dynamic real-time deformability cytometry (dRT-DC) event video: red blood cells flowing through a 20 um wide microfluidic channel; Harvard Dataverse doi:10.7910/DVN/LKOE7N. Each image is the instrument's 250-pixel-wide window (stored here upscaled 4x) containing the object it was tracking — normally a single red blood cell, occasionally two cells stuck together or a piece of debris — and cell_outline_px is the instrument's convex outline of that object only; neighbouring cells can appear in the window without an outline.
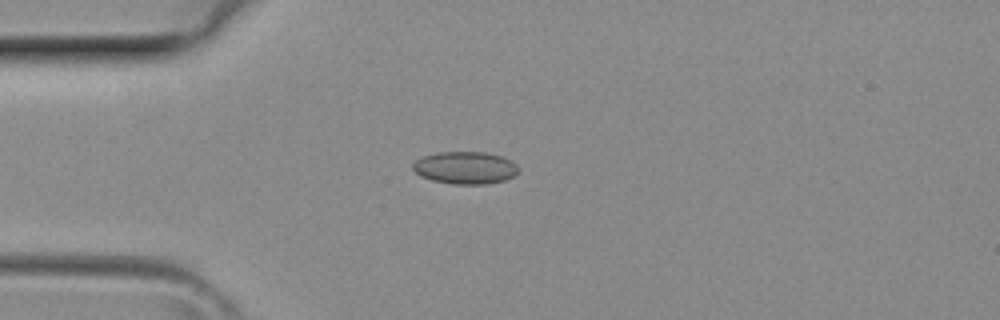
{"species": "common noctule bat (a hibernating species)", "species_latin": "Nyctalus noctula", "temperature_condition": "room temperature", "stored_images_in_passage": 35, "camera_frame_rate_fps": 3000, "um_per_image_px": 0.085, "animal": {"sex": "female", "body_mass_g": 29.2, "forearm_length_mm": 56.3}, "frame": {"image": 1, "passage_image": 6, "time_ms": 1.667, "image_size_px": [1000, 320], "cell_outline_px": [[520, 168], [512, 176], [504, 180], [484, 184], [452, 184], [432, 180], [420, 176], [412, 168], [412, 164], [416, 160], [424, 156], [436, 152], [484, 152], [500, 156], [516, 164]], "centroid_in_image_um": [39.5, 14.26], "position_along_channel_um": 45.5, "area_um2": 19.77}}
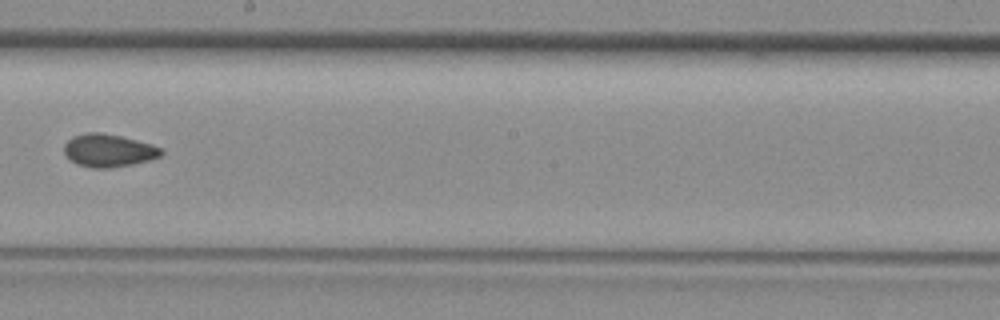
{"frame": {"image": 2, "passage_image": 18, "time_ms": 5.667, "image_size_px": [1000, 320], "cell_outline_px": [[164, 152], [160, 156], [148, 160], [132, 164], [108, 168], [92, 168], [76, 164], [64, 152], [64, 144], [72, 136], [88, 132], [100, 132], [120, 136], [136, 140], [160, 148]], "centroid_in_image_um": [9.19, 12.79], "position_along_channel_um": 239.0, "area_um2": 18.32}}
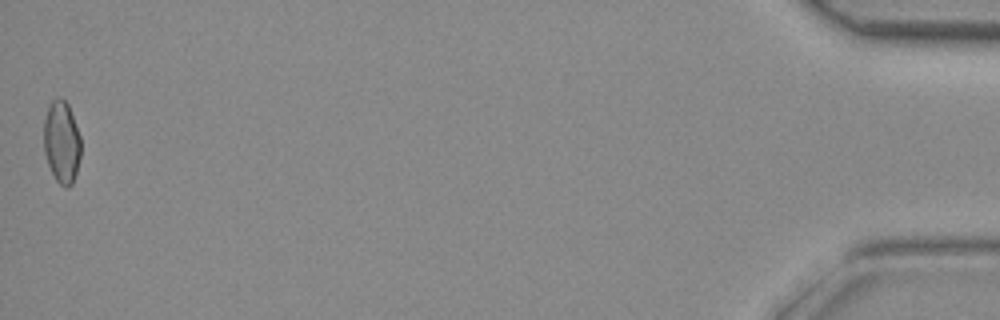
{"frame": {"image": 3, "passage_image": 35, "time_ms": 11.333, "image_size_px": [1000, 320], "cell_outline_px": [[80, 156], [76, 172], [72, 184], [68, 188], [64, 188], [56, 180], [48, 164], [44, 152], [44, 120], [48, 108], [52, 100], [60, 96], [68, 104], [80, 136]], "centroid_in_image_um": [5.24, 12.08], "position_along_channel_um": 430.0, "area_um2": 17.69}}